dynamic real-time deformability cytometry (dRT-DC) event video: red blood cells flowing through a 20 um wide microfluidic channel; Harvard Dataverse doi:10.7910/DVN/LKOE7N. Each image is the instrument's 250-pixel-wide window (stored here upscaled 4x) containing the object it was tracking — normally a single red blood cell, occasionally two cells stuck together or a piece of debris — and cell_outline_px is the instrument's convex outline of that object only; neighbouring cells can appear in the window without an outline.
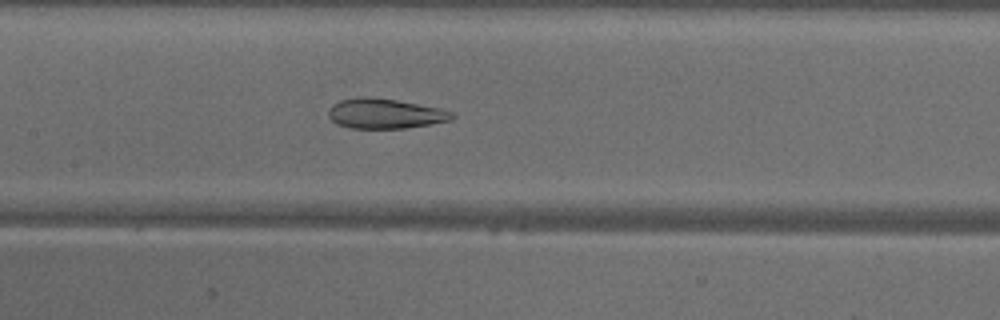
{"species": "common noctule bat (a hibernating species)", "species_latin": "Nyctalus noctula", "temperature_condition": "warm", "stored_images_in_passage": 47, "camera_frame_rate_fps": 3000, "um_per_image_px": 0.085, "animal": {"sex": "male", "body_mass_g": 18.8}, "frame": {"image": 1, "passage_image": 21, "time_ms": 6.667, "image_size_px": [1000, 320], "cell_outline_px": [[456, 116], [452, 120], [432, 124], [404, 128], [348, 128], [336, 124], [328, 116], [328, 108], [332, 104], [340, 100], [396, 100], [440, 108], [452, 112]], "centroid_in_image_um": [32.77, 9.71], "position_along_channel_um": 174.6, "area_um2": 20.87}}
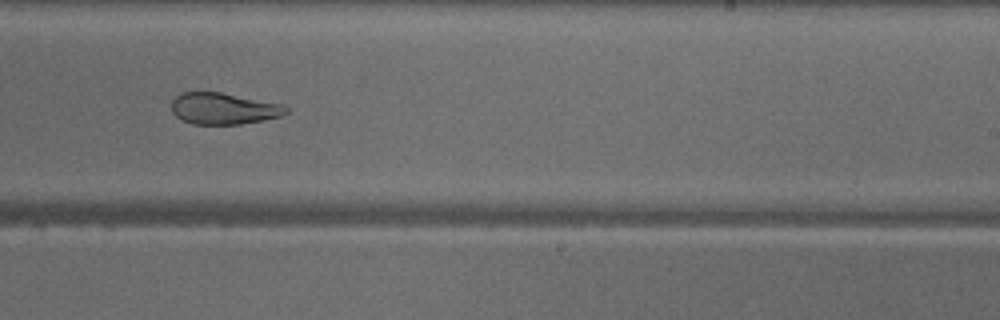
{"frame": {"image": 2, "passage_image": 28, "time_ms": 9.0, "image_size_px": [1000, 320], "cell_outline_px": [[288, 112], [280, 116], [264, 120], [240, 124], [192, 124], [180, 120], [172, 112], [172, 100], [180, 92], [220, 92], [280, 104], [288, 108]], "centroid_in_image_um": [18.96, 9.23], "position_along_channel_um": 270.0, "area_um2": 20.92}}
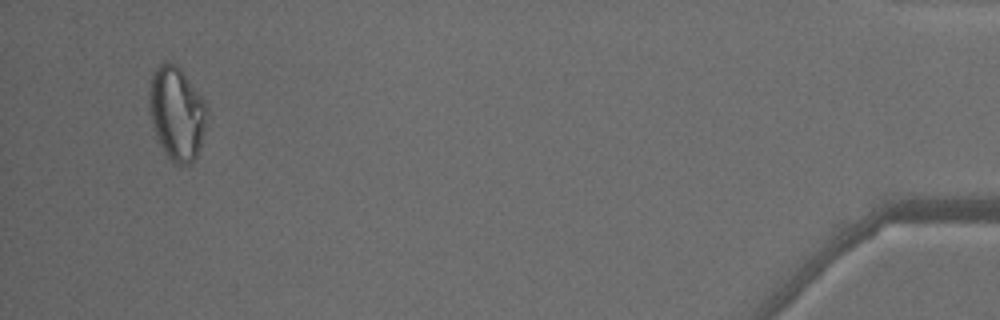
{"frame": {"image": 3, "passage_image": 45, "time_ms": 14.667, "image_size_px": [1000, 320], "cell_outline_px": [[208, 112], [200, 144], [196, 156], [188, 164], [180, 168], [164, 152], [160, 144], [148, 108], [148, 92], [152, 72], [164, 60], [176, 64], [180, 68], [208, 104]], "centroid_in_image_um": [15.02, 9.59], "position_along_channel_um": 420.2, "area_um2": 31.5}, "authors_computed_cell_mechanics": {"area_um2": 27.0504, "velocity_mm_per_s": 4.106, "shape_relaxation_time_tau1_ms": null, "shape_relaxation_time_tau2_ms": 2.8962, "deformation_change_tau1": null, "deformation_change_tau2": 0.0973}}